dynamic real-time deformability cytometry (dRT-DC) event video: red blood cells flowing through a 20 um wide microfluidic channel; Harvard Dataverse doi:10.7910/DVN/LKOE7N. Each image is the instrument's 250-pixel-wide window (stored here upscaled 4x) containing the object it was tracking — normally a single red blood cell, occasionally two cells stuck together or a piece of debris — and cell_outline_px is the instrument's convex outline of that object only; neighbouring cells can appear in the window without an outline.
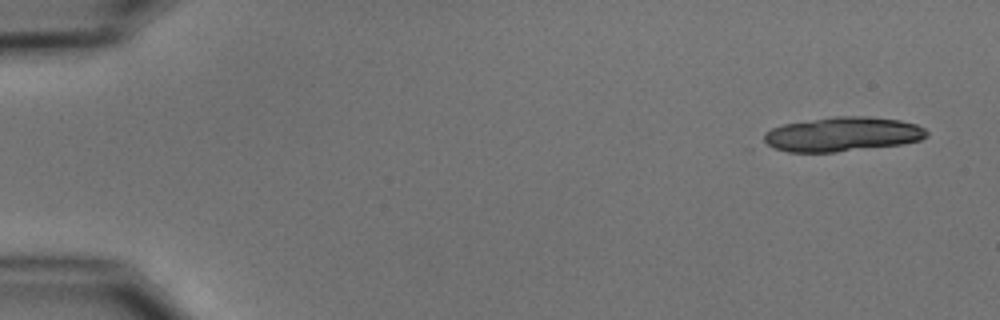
{"species": "common noctule bat (a hibernating species)", "species_latin": "Nyctalus noctula", "temperature_condition": "cold", "stored_images_in_passage": 4, "camera_frame_rate_fps": 3000, "um_per_image_px": 0.085, "animal": {"sex": "male", "body_mass_g": 15.6}, "frame": {"image": 1, "passage_image": 1, "time_ms": 0.0, "image_size_px": [1000, 320], "cell_outline_px": [[928, 136], [920, 140], [900, 144], [836, 152], [788, 152], [776, 148], [768, 144], [764, 140], [764, 132], [772, 128], [784, 124], [836, 116], [868, 116], [900, 120], [916, 124], [924, 128], [928, 132]], "centroid_in_image_um": [71.63, 11.4], "position_along_channel_um": 13.4, "area_um2": 32.43}}